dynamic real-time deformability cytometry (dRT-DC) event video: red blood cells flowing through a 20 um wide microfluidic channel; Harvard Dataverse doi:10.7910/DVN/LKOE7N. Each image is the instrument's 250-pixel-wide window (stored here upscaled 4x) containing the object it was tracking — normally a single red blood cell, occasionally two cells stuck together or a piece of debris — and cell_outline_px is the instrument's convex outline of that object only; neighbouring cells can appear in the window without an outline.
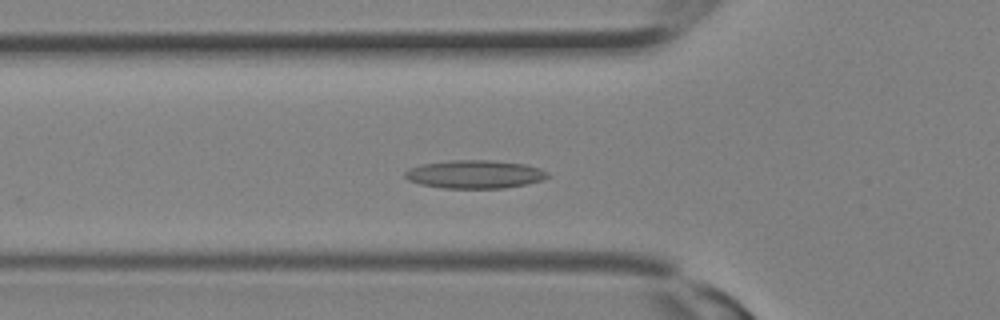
{"species": "Egyptian fruit bat (a non-hibernating species)", "species_latin": "Rousettus aegyptiacus", "temperature_condition": "room temperature", "stored_images_in_passage": 15, "camera_frame_rate_fps": 3000, "um_per_image_px": 0.085, "animal": {"sex": "female"}, "frame": {"image": 1, "passage_image": 9, "time_ms": 2.667, "image_size_px": [1000, 320], "cell_outline_px": [[548, 176], [544, 180], [504, 188], [444, 188], [420, 184], [408, 180], [404, 176], [404, 172], [408, 168], [424, 164], [452, 160], [492, 160], [524, 164], [540, 168], [548, 172]], "centroid_in_image_um": [40.35, 14.81], "position_along_channel_um": 85.5, "area_um2": 23.41}}
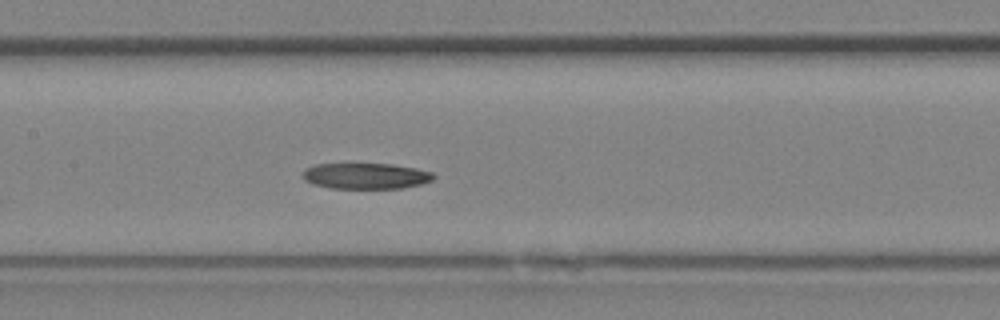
{"frame": {"image": 2, "passage_image": 13, "time_ms": 4.0, "image_size_px": [1000, 320], "cell_outline_px": [[436, 176], [432, 180], [420, 184], [400, 188], [332, 188], [312, 184], [304, 180], [304, 168], [312, 164], [392, 164], [416, 168], [432, 172]], "centroid_in_image_um": [31.08, 14.95], "position_along_channel_um": 176.3, "area_um2": 19.71}}
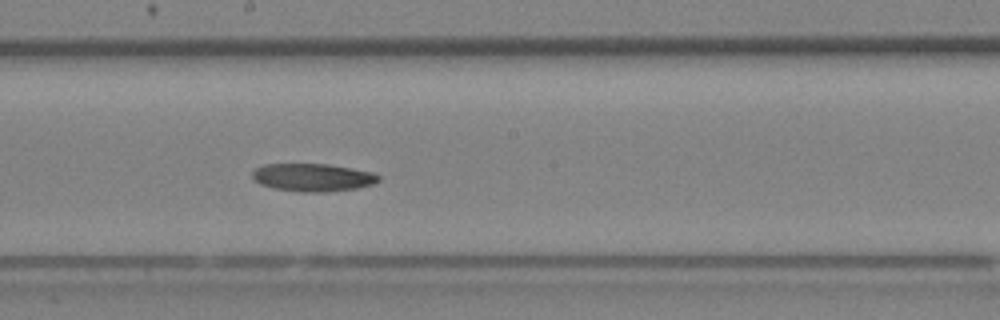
{"frame": {"image": 3, "passage_image": 15, "time_ms": 4.667, "image_size_px": [1000, 320], "cell_outline_px": [[380, 180], [372, 184], [356, 188], [324, 192], [300, 192], [272, 188], [260, 184], [252, 176], [252, 172], [256, 168], [264, 164], [328, 164], [352, 168], [372, 172], [380, 176]], "centroid_in_image_um": [26.58, 15.08], "position_along_channel_um": 221.6, "area_um2": 20.46}}